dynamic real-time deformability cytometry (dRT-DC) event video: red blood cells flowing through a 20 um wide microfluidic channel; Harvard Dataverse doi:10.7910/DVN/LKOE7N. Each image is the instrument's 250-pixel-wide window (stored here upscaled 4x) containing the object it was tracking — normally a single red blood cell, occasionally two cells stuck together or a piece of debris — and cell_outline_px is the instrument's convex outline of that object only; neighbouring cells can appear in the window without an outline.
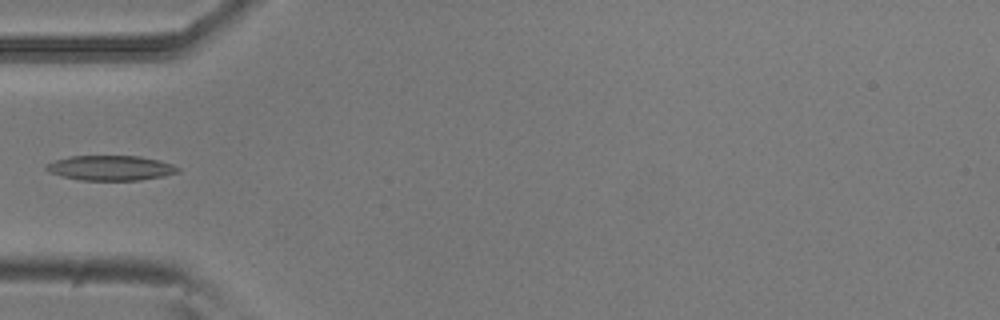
{"species": "common noctule bat (a hibernating species)", "species_latin": "Nyctalus noctula", "temperature_condition": "room temperature", "stored_images_in_passage": 5, "camera_frame_rate_fps": 3000, "um_per_image_px": 0.085, "animal": {"sex": "male", "body_mass_g": 20.5, "forearm_length_mm": 52.5}, "frame": {"image": 1, "passage_image": 5, "time_ms": 1.333, "image_size_px": [1000, 320], "cell_outline_px": [[180, 172], [164, 176], [140, 180], [80, 180], [60, 176], [48, 172], [44, 168], [44, 164], [52, 160], [72, 156], [140, 156], [160, 160], [172, 164], [180, 168]], "centroid_in_image_um": [9.37, 14.27], "position_along_channel_um": 75.6, "area_um2": 19.42}}